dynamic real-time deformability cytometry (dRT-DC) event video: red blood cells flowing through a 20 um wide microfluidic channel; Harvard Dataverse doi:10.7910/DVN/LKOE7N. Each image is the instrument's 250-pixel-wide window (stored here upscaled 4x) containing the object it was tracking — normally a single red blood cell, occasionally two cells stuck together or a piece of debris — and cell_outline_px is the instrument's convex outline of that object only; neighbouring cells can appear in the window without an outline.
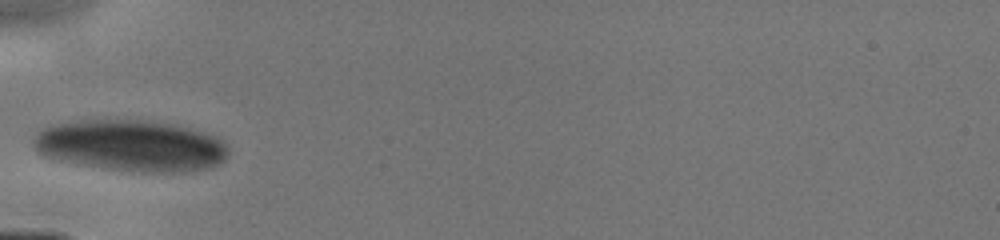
{"species": "human", "species_latin": "Homo sapiens", "temperature_condition": "cold", "stored_images_in_passage": 14, "camera_frame_rate_fps": 3000, "um_per_image_px": 0.085, "donor": {"sex": "male"}, "frame": {"image": 1, "passage_image": 1, "time_ms": 0.0, "image_size_px": [1000, 240], "cell_outline_px": [[228, 152], [224, 160], [208, 168], [184, 172], [140, 172], [108, 168], [60, 160], [36, 152], [32, 144], [32, 136], [40, 128], [52, 124], [72, 120], [144, 120], [172, 124], [204, 132], [216, 136], [224, 140], [228, 148]], "centroid_in_image_um": [11.11, 12.36], "position_along_channel_um": 73.9, "area_um2": 58.49}}
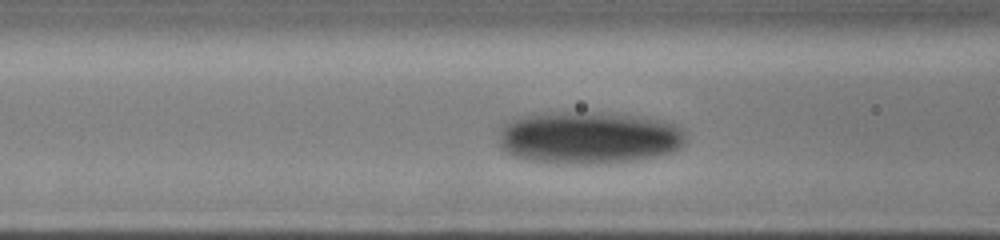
{"frame": {"image": 2, "passage_image": 6, "time_ms": 1.0, "image_size_px": [1000, 240], "cell_outline_px": [[684, 144], [672, 152], [660, 156], [612, 164], [568, 164], [528, 160], [512, 156], [504, 152], [500, 144], [500, 124], [508, 120], [520, 116], [540, 112], [600, 112], [632, 116], [660, 120], [676, 124], [684, 132]], "centroid_in_image_um": [49.99, 11.71], "position_along_channel_um": 116.6, "area_um2": 58.03}}